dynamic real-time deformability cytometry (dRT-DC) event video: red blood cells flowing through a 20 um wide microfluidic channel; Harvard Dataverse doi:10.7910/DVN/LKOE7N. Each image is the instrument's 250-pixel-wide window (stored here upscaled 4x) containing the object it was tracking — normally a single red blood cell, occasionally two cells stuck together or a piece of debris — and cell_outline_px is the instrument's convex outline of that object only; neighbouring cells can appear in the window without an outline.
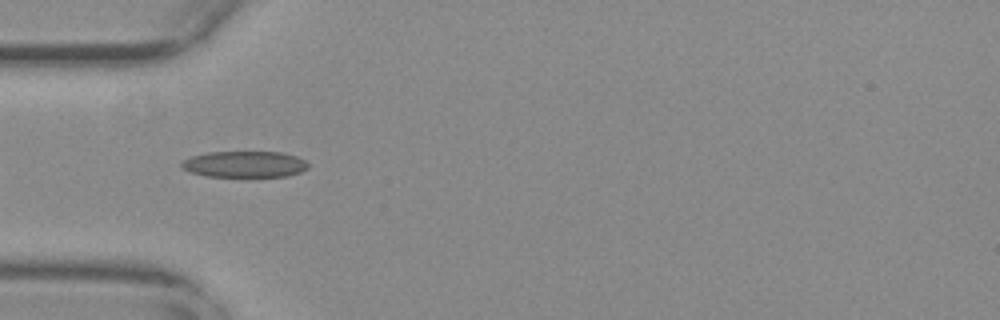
{"species": "common noctule bat (a hibernating species)", "species_latin": "Nyctalus noctula", "temperature_condition": "warm", "stored_images_in_passage": 41, "camera_frame_rate_fps": 3000, "um_per_image_px": 0.085, "animal": {"sex": "female", "body_mass_g": 29.2, "forearm_length_mm": 56.3}, "frame": {"image": 1, "passage_image": 3, "time_ms": 0.667, "image_size_px": [1000, 320], "cell_outline_px": [[308, 168], [300, 172], [288, 176], [208, 176], [192, 172], [184, 168], [180, 164], [184, 160], [192, 156], [208, 152], [280, 152], [296, 156], [304, 160], [308, 164]], "centroid_in_image_um": [20.82, 13.95], "position_along_channel_um": 64.2, "area_um2": 19.07}}
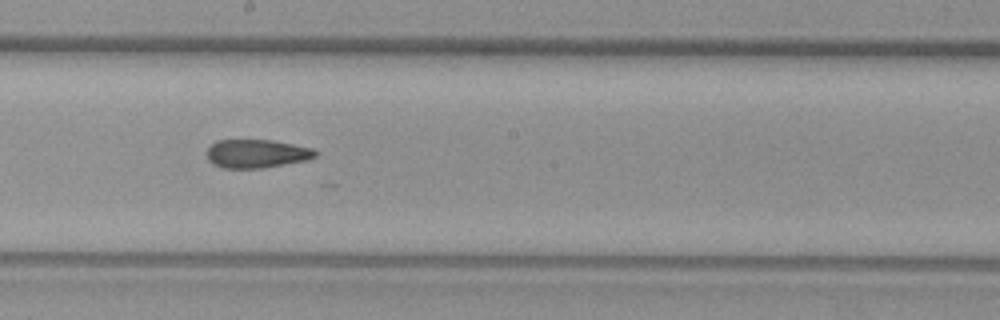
{"frame": {"image": 2, "passage_image": 16, "time_ms": 5.0, "image_size_px": [1000, 320], "cell_outline_px": [[320, 152], [316, 156], [308, 160], [264, 168], [224, 168], [212, 164], [208, 160], [204, 152], [216, 140], [272, 140], [312, 148]], "centroid_in_image_um": [21.8, 13.06], "position_along_channel_um": 226.4, "area_um2": 18.26}}
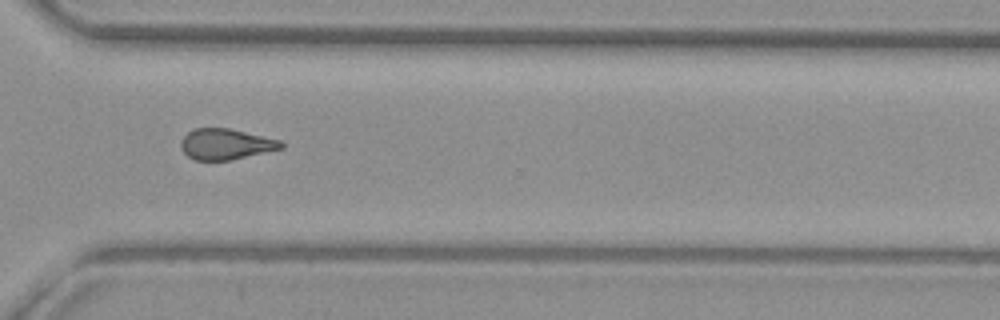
{"frame": {"image": 3, "passage_image": 26, "time_ms": 8.333, "image_size_px": [1000, 320], "cell_outline_px": [[284, 148], [228, 160], [196, 160], [188, 156], [180, 148], [180, 140], [188, 132], [196, 128], [228, 128], [280, 140], [284, 144]], "centroid_in_image_um": [19.17, 12.25], "position_along_channel_um": 351.4, "area_um2": 17.8}, "authors_computed_cell_mechanics": {"area_um2": 18.7272, "velocity_mm_per_s": 3.7577, "shape_relaxation_time_tau1_ms": null, "shape_relaxation_time_tau2_ms": 2.922, "deformation_change_tau1": null, "deformation_change_tau2": 0.1086}}